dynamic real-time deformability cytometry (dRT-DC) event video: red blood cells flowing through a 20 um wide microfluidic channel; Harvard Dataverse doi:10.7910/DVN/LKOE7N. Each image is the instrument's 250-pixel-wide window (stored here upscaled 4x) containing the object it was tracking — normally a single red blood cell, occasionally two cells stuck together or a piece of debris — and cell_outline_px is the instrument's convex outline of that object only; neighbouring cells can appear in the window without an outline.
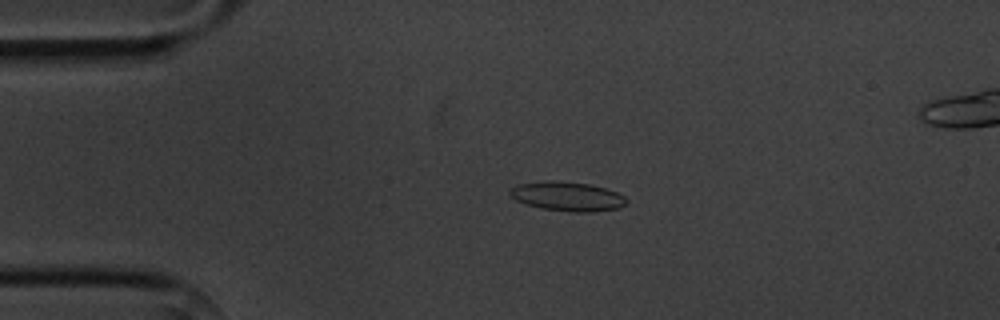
{"species": "common noctule bat (a hibernating species)", "species_latin": "Nyctalus noctula", "temperature_condition": "cold", "stored_images_in_passage": 5, "camera_frame_rate_fps": 3000, "um_per_image_px": 0.085, "animal": {"sex": "male", "body_mass_g": 20.1, "forearm_length_mm": 53.5}, "frame": {"image": 1, "passage_image": 3, "time_ms": 3.333, "image_size_px": [1000, 320], "cell_outline_px": [[628, 204], [620, 208], [592, 212], [572, 212], [540, 208], [516, 200], [508, 192], [516, 184], [548, 180], [556, 180], [588, 184], [604, 188], [616, 192], [624, 196], [628, 200]], "centroid_in_image_um": [48.25, 16.69], "position_along_channel_um": 36.7, "area_um2": 19.94}}